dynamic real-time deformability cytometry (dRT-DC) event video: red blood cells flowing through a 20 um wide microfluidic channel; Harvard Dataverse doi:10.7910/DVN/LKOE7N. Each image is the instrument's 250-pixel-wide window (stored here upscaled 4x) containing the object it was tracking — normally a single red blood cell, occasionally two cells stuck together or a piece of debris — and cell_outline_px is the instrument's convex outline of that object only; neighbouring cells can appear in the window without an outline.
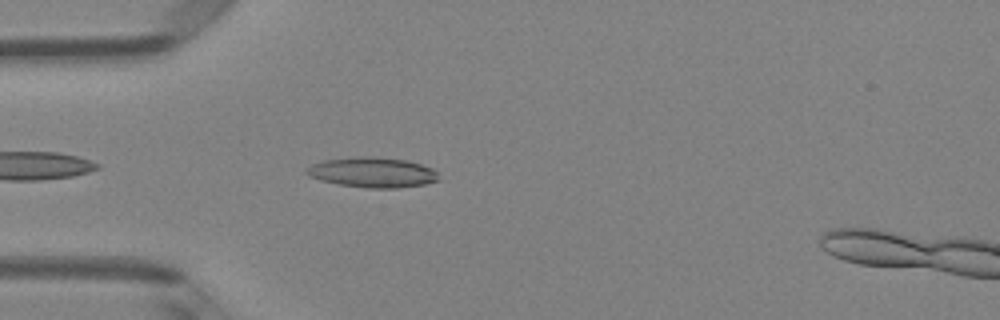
{"species": "Egyptian fruit bat (a non-hibernating species)", "species_latin": "Rousettus aegyptiacus", "temperature_condition": "room temperature", "stored_images_in_passage": 33, "camera_frame_rate_fps": 3000, "um_per_image_px": 0.085, "animal": {"sex": "female"}, "frame": {"image": 1, "passage_image": 3, "time_ms": 0.667, "image_size_px": [1000, 320], "cell_outline_px": [[440, 180], [424, 184], [396, 188], [368, 188], [340, 184], [320, 180], [308, 176], [304, 172], [312, 164], [324, 160], [360, 156], [372, 156], [408, 160], [432, 168], [436, 172]], "centroid_in_image_um": [31.66, 14.65], "position_along_channel_um": 53.3, "area_um2": 23.18}}
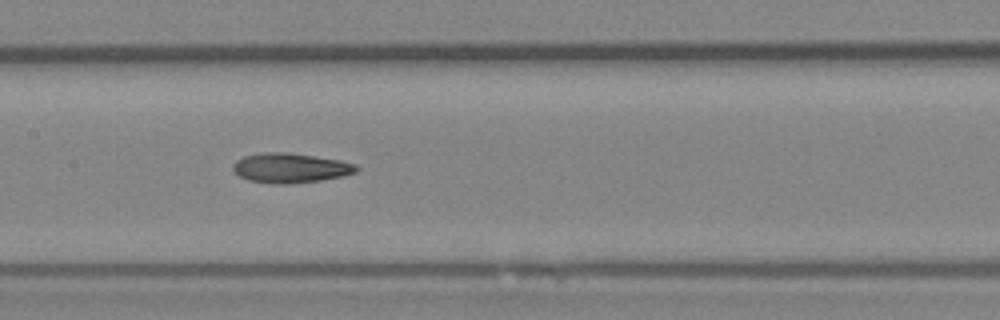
{"frame": {"image": 2, "passage_image": 13, "time_ms": 4.0, "image_size_px": [1000, 320], "cell_outline_px": [[360, 168], [356, 172], [344, 176], [320, 180], [288, 184], [272, 184], [248, 180], [240, 176], [232, 168], [232, 164], [236, 160], [244, 156], [264, 152], [288, 152], [340, 160], [356, 164]], "centroid_in_image_um": [24.69, 14.27], "position_along_channel_um": 182.7, "area_um2": 21.44}}
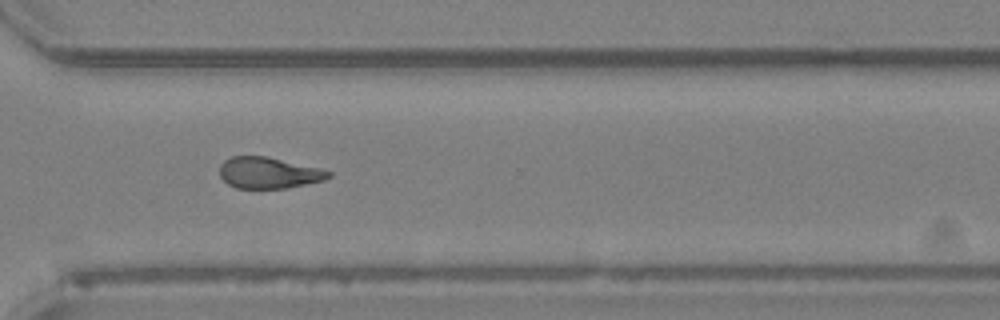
{"frame": {"image": 3, "passage_image": 25, "time_ms": 8.0, "image_size_px": [1000, 320], "cell_outline_px": [[332, 176], [324, 180], [284, 188], [236, 188], [228, 184], [220, 176], [220, 164], [224, 160], [232, 156], [268, 156], [320, 168], [332, 172]], "centroid_in_image_um": [22.83, 14.68], "position_along_channel_um": 347.8, "area_um2": 19.83}}